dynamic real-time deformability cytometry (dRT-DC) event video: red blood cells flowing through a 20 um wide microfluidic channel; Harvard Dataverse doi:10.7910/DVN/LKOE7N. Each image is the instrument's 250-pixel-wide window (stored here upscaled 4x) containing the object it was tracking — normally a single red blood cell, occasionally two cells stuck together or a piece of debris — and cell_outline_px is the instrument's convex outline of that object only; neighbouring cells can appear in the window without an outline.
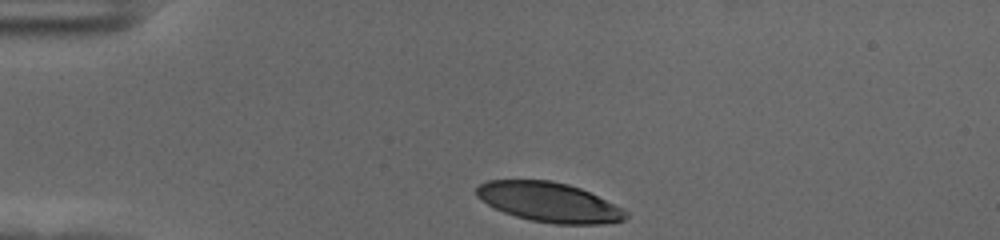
{"species": "human", "species_latin": "Homo sapiens", "temperature_condition": "cold", "stored_images_in_passage": 36, "camera_frame_rate_fps": 3000, "um_per_image_px": 0.085, "donor": {"sex": "female"}, "frame": {"image": 1, "passage_image": 1, "time_ms": 0.0, "image_size_px": [1000, 240], "cell_outline_px": [[628, 216], [624, 220], [604, 224], [552, 224], [532, 220], [516, 216], [504, 212], [480, 200], [476, 196], [476, 188], [480, 184], [488, 180], [548, 180], [568, 184], [580, 188], [624, 208], [628, 212]], "centroid_in_image_um": [46.69, 17.19], "position_along_channel_um": 38.3, "area_um2": 34.45}}
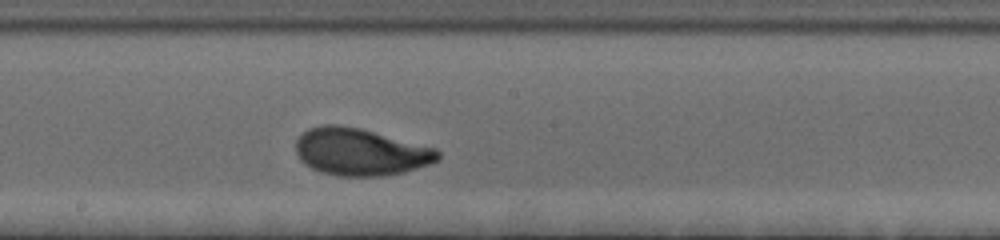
{"frame": {"image": 2, "passage_image": 20, "time_ms": 6.333, "image_size_px": [1000, 240], "cell_outline_px": [[440, 160], [404, 172], [384, 176], [340, 176], [320, 172], [312, 168], [300, 160], [296, 152], [296, 140], [308, 128], [324, 124], [340, 124], [360, 128], [436, 148], [440, 152]], "centroid_in_image_um": [30.63, 12.91], "position_along_channel_um": 217.6, "area_um2": 39.13}}
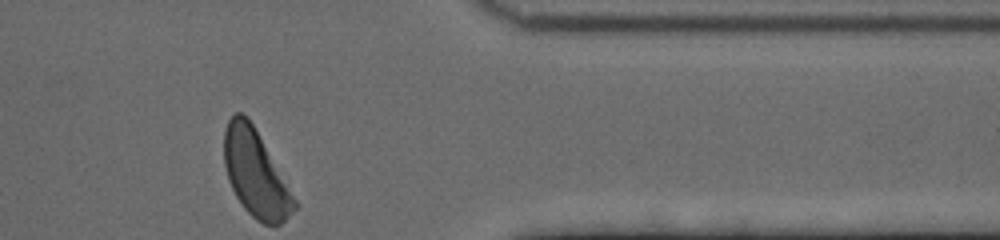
{"frame": {"image": 3, "passage_image": 36, "time_ms": 11.667, "image_size_px": [1000, 240], "cell_outline_px": [[300, 204], [280, 224], [264, 224], [256, 220], [244, 208], [236, 196], [228, 180], [224, 164], [224, 128], [228, 120], [236, 112], [240, 112], [252, 124]], "centroid_in_image_um": [21.73, 14.77], "position_along_channel_um": 389.7, "area_um2": 35.08}, "authors_computed_cell_mechanics": {"area_um2": 37.4833, "velocity_mm_per_s": 3.4949, "shape_relaxation_time_tau1_ms": 2.8939, "shape_relaxation_time_tau2_ms": null, "deformation_change_tau1": 0.1616, "deformation_change_tau2": null}}